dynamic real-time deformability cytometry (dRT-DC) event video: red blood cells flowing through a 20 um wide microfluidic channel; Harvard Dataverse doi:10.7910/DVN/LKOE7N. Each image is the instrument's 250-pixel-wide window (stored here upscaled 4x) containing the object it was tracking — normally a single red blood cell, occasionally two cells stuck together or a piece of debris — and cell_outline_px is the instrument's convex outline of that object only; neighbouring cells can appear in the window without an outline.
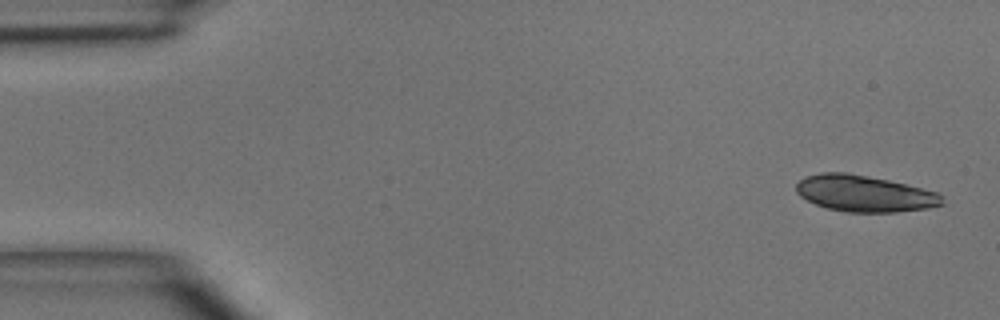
{"species": "common noctule bat (a hibernating species)", "species_latin": "Nyctalus noctula", "temperature_condition": "room temperature", "stored_images_in_passage": 4, "camera_frame_rate_fps": 3000, "um_per_image_px": 0.085, "animal": {"sex": "male", "body_mass_g": 15.6}, "frame": {"image": 1, "passage_image": 1, "time_ms": 0.0, "image_size_px": [1000, 320], "cell_outline_px": [[944, 204], [928, 208], [896, 212], [848, 212], [828, 208], [816, 204], [800, 196], [796, 192], [796, 184], [804, 176], [820, 172], [848, 172], [888, 180], [936, 192], [944, 196]], "centroid_in_image_um": [73.46, 16.44], "position_along_channel_um": 11.5, "area_um2": 30.92}}